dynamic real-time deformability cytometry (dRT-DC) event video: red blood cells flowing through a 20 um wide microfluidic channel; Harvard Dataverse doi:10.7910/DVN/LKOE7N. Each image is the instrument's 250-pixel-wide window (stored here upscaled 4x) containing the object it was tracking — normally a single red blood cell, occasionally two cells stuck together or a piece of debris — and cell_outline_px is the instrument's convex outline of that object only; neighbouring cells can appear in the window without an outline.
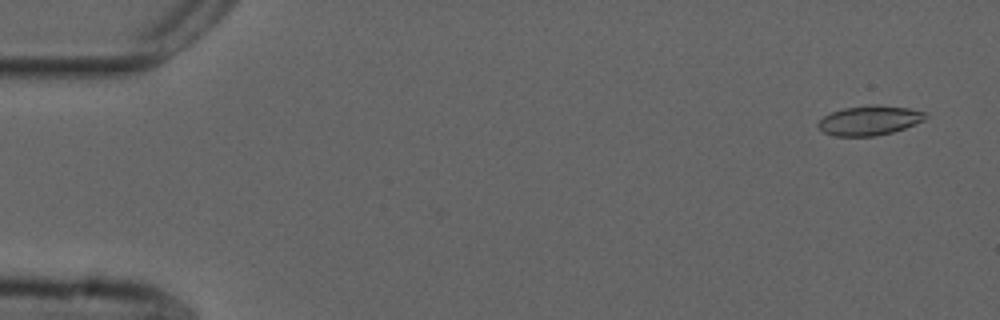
{"species": "common noctule bat (a hibernating species)", "species_latin": "Nyctalus noctula", "temperature_condition": "cold", "stored_images_in_passage": 55, "camera_frame_rate_fps": 3000, "um_per_image_px": 0.085, "animal": {"sex": "male", "forearm_length_mm": 52.5}, "frame": {"image": 1, "passage_image": 3, "time_ms": 0.667, "image_size_px": [1000, 320], "cell_outline_px": [[928, 116], [924, 120], [904, 128], [892, 132], [876, 136], [836, 136], [824, 132], [816, 124], [824, 116], [832, 112], [844, 108], [868, 104], [872, 104], [908, 108], [928, 112]], "centroid_in_image_um": [73.92, 10.23], "position_along_channel_um": 11.1, "area_um2": 18.5}}
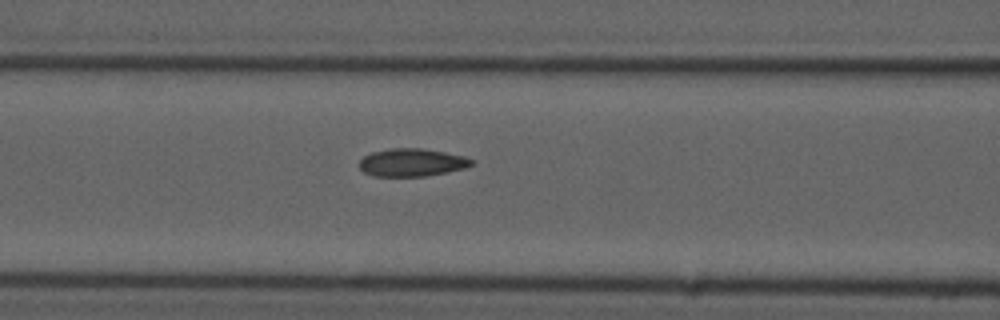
{"frame": {"image": 2, "passage_image": 23, "time_ms": 7.333, "image_size_px": [1000, 320], "cell_outline_px": [[476, 164], [464, 168], [448, 172], [428, 176], [372, 176], [364, 172], [360, 168], [360, 160], [364, 156], [372, 152], [392, 148], [420, 148], [444, 152], [464, 156], [472, 160]], "centroid_in_image_um": [35.02, 13.81], "position_along_channel_um": 131.6, "area_um2": 18.21}}
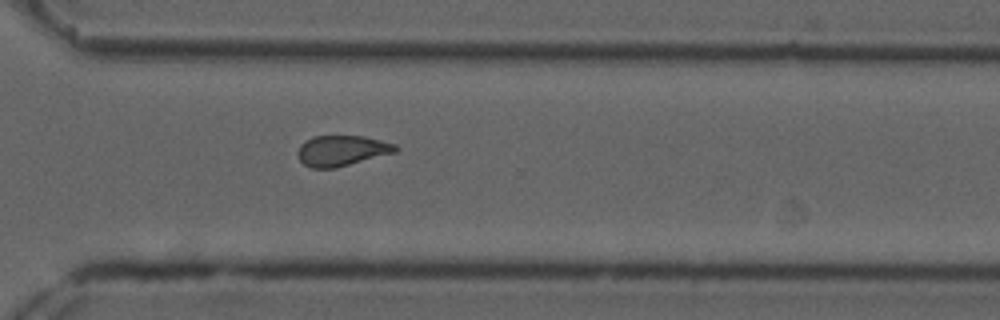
{"frame": {"image": 3, "passage_image": 40, "time_ms": 13.0, "image_size_px": [1000, 320], "cell_outline_px": [[400, 148], [396, 152], [336, 168], [312, 168], [304, 164], [296, 156], [296, 152], [300, 144], [304, 140], [312, 136], [364, 136], [396, 144]], "centroid_in_image_um": [29.03, 12.8], "position_along_channel_um": 341.6, "area_um2": 17.63}, "authors_computed_cell_mechanics": {"area_um2": 18.207, "velocity_mm_per_s": 3.7111, "shape_relaxation_time_tau1_ms": null, "shape_relaxation_time_tau2_ms": 3.4394, "deformation_change_tau1": null, "deformation_change_tau2": 0.0653}}